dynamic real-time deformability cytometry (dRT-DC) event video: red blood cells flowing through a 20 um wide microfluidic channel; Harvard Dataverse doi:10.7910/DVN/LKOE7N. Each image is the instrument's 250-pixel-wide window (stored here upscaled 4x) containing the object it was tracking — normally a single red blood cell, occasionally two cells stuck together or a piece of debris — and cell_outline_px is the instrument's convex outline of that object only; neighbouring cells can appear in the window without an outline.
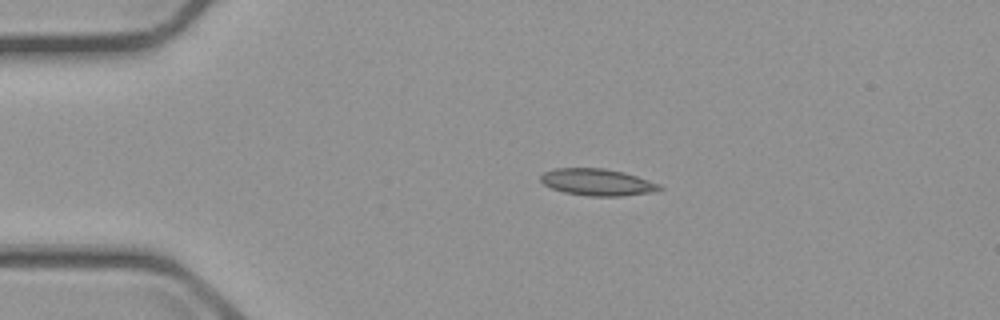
{"species": "common noctule bat (a hibernating species)", "species_latin": "Nyctalus noctula", "temperature_condition": "cold", "stored_images_in_passage": 5, "camera_frame_rate_fps": 3000, "um_per_image_px": 0.085, "animal": {"sex": "male", "body_mass_g": 23.1, "forearm_length_mm": 52.7}, "frame": {"image": 1, "passage_image": 2, "time_ms": 1.333, "image_size_px": [1000, 320], "cell_outline_px": [[664, 188], [648, 192], [620, 196], [588, 196], [564, 192], [552, 188], [544, 184], [540, 180], [540, 176], [544, 172], [556, 168], [604, 168], [624, 172], [660, 184]], "centroid_in_image_um": [50.74, 15.48], "position_along_channel_um": 34.3, "area_um2": 18.38}}
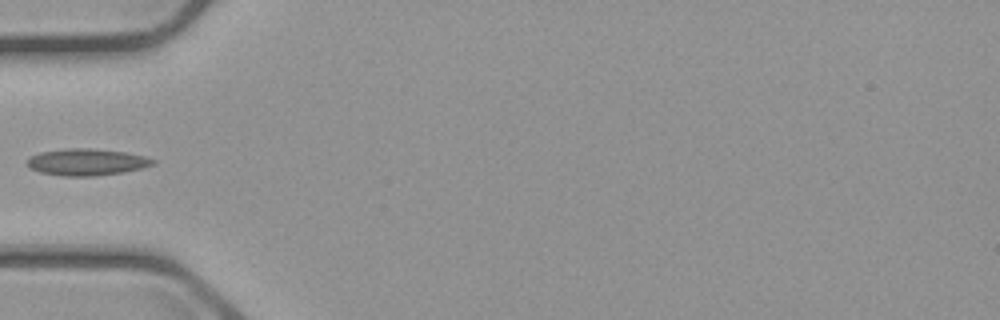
{"frame": {"image": 2, "passage_image": 4, "time_ms": 3.667, "image_size_px": [1000, 320], "cell_outline_px": [[156, 164], [124, 172], [92, 176], [64, 176], [40, 172], [28, 168], [28, 160], [32, 156], [40, 152], [68, 148], [92, 148], [124, 152], [144, 156], [156, 160]], "centroid_in_image_um": [7.38, 13.77], "position_along_channel_um": 77.6, "area_um2": 19.48}}
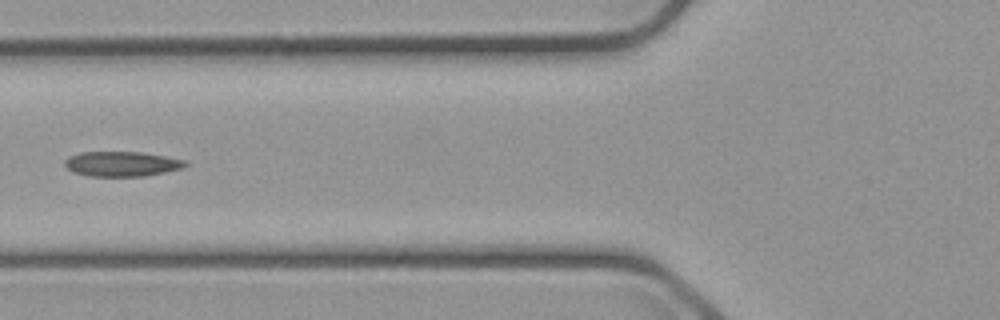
{"frame": {"image": 3, "passage_image": 5, "time_ms": 4.667, "image_size_px": [1000, 320], "cell_outline_px": [[188, 164], [184, 168], [144, 176], [88, 176], [76, 172], [68, 168], [64, 164], [64, 160], [68, 156], [80, 152], [140, 152], [188, 160]], "centroid_in_image_um": [10.38, 13.92], "position_along_channel_um": 115.4, "area_um2": 17.51}}